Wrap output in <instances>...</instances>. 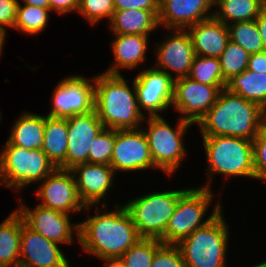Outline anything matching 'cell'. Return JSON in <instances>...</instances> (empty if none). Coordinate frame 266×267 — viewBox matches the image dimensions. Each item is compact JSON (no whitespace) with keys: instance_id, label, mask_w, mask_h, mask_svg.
<instances>
[{"instance_id":"cell-1","label":"cell","mask_w":266,"mask_h":267,"mask_svg":"<svg viewBox=\"0 0 266 267\" xmlns=\"http://www.w3.org/2000/svg\"><path fill=\"white\" fill-rule=\"evenodd\" d=\"M101 207L95 205L96 214L79 222V244L99 260L120 259L141 237L124 204H114L113 211L107 210L104 202Z\"/></svg>"},{"instance_id":"cell-2","label":"cell","mask_w":266,"mask_h":267,"mask_svg":"<svg viewBox=\"0 0 266 267\" xmlns=\"http://www.w3.org/2000/svg\"><path fill=\"white\" fill-rule=\"evenodd\" d=\"M263 119L260 105L224 88L196 126L201 137L230 136L253 141L263 129Z\"/></svg>"},{"instance_id":"cell-3","label":"cell","mask_w":266,"mask_h":267,"mask_svg":"<svg viewBox=\"0 0 266 267\" xmlns=\"http://www.w3.org/2000/svg\"><path fill=\"white\" fill-rule=\"evenodd\" d=\"M94 110L104 127L113 130L139 129L146 117L138 106L134 79L130 86L122 74L94 77Z\"/></svg>"},{"instance_id":"cell-4","label":"cell","mask_w":266,"mask_h":267,"mask_svg":"<svg viewBox=\"0 0 266 267\" xmlns=\"http://www.w3.org/2000/svg\"><path fill=\"white\" fill-rule=\"evenodd\" d=\"M209 179L203 188L211 189L213 177L223 175L255 179L252 140L230 136L202 137ZM212 181V182H211Z\"/></svg>"},{"instance_id":"cell-5","label":"cell","mask_w":266,"mask_h":267,"mask_svg":"<svg viewBox=\"0 0 266 267\" xmlns=\"http://www.w3.org/2000/svg\"><path fill=\"white\" fill-rule=\"evenodd\" d=\"M222 212L176 244L186 267H229L226 259L230 230Z\"/></svg>"},{"instance_id":"cell-6","label":"cell","mask_w":266,"mask_h":267,"mask_svg":"<svg viewBox=\"0 0 266 267\" xmlns=\"http://www.w3.org/2000/svg\"><path fill=\"white\" fill-rule=\"evenodd\" d=\"M144 122L148 124L141 128L146 134L154 166L161 172L173 175L186 158L187 149L183 140L194 124L179 118L174 128L162 115L146 116Z\"/></svg>"},{"instance_id":"cell-7","label":"cell","mask_w":266,"mask_h":267,"mask_svg":"<svg viewBox=\"0 0 266 267\" xmlns=\"http://www.w3.org/2000/svg\"><path fill=\"white\" fill-rule=\"evenodd\" d=\"M0 151V185L16 192L43 181L56 168L42 149L28 150L7 140Z\"/></svg>"},{"instance_id":"cell-8","label":"cell","mask_w":266,"mask_h":267,"mask_svg":"<svg viewBox=\"0 0 266 267\" xmlns=\"http://www.w3.org/2000/svg\"><path fill=\"white\" fill-rule=\"evenodd\" d=\"M214 197L212 189L203 187L187 188L178 198L174 213L168 221L163 236L159 240L164 244H177L196 229L210 222L223 208L218 200L214 209L205 220L204 217L209 210L208 206L213 204Z\"/></svg>"},{"instance_id":"cell-9","label":"cell","mask_w":266,"mask_h":267,"mask_svg":"<svg viewBox=\"0 0 266 267\" xmlns=\"http://www.w3.org/2000/svg\"><path fill=\"white\" fill-rule=\"evenodd\" d=\"M187 189L155 191L124 203L141 238L160 239L174 213L178 198Z\"/></svg>"},{"instance_id":"cell-10","label":"cell","mask_w":266,"mask_h":267,"mask_svg":"<svg viewBox=\"0 0 266 267\" xmlns=\"http://www.w3.org/2000/svg\"><path fill=\"white\" fill-rule=\"evenodd\" d=\"M57 84L47 116L67 118L94 110V77L69 75Z\"/></svg>"},{"instance_id":"cell-11","label":"cell","mask_w":266,"mask_h":267,"mask_svg":"<svg viewBox=\"0 0 266 267\" xmlns=\"http://www.w3.org/2000/svg\"><path fill=\"white\" fill-rule=\"evenodd\" d=\"M35 191L38 205L67 214H78L94 206H85L80 200L74 174L71 170L55 169L48 175Z\"/></svg>"},{"instance_id":"cell-12","label":"cell","mask_w":266,"mask_h":267,"mask_svg":"<svg viewBox=\"0 0 266 267\" xmlns=\"http://www.w3.org/2000/svg\"><path fill=\"white\" fill-rule=\"evenodd\" d=\"M225 86L202 84L188 76L175 79L171 106L180 113L179 118L196 125Z\"/></svg>"},{"instance_id":"cell-13","label":"cell","mask_w":266,"mask_h":267,"mask_svg":"<svg viewBox=\"0 0 266 267\" xmlns=\"http://www.w3.org/2000/svg\"><path fill=\"white\" fill-rule=\"evenodd\" d=\"M17 204L19 206L16 211L22 216L24 223L33 231L61 245L73 244L75 238L79 242L80 224L79 222L71 223L69 214L48 209L38 204L34 208H30L21 199Z\"/></svg>"},{"instance_id":"cell-14","label":"cell","mask_w":266,"mask_h":267,"mask_svg":"<svg viewBox=\"0 0 266 267\" xmlns=\"http://www.w3.org/2000/svg\"><path fill=\"white\" fill-rule=\"evenodd\" d=\"M110 166L115 172H141L156 168L142 128L115 130V144Z\"/></svg>"},{"instance_id":"cell-15","label":"cell","mask_w":266,"mask_h":267,"mask_svg":"<svg viewBox=\"0 0 266 267\" xmlns=\"http://www.w3.org/2000/svg\"><path fill=\"white\" fill-rule=\"evenodd\" d=\"M140 111L149 116H161L173 102L174 79L155 67L142 70L134 77ZM144 110V111H143Z\"/></svg>"},{"instance_id":"cell-16","label":"cell","mask_w":266,"mask_h":267,"mask_svg":"<svg viewBox=\"0 0 266 267\" xmlns=\"http://www.w3.org/2000/svg\"><path fill=\"white\" fill-rule=\"evenodd\" d=\"M168 31H172V34L163 35L166 37L163 42L155 43V58L157 59L154 67L167 73L175 80L190 74L191 65L196 55L191 37L186 30L172 29ZM174 72L175 75H173Z\"/></svg>"},{"instance_id":"cell-17","label":"cell","mask_w":266,"mask_h":267,"mask_svg":"<svg viewBox=\"0 0 266 267\" xmlns=\"http://www.w3.org/2000/svg\"><path fill=\"white\" fill-rule=\"evenodd\" d=\"M68 144L66 154V170L76 165L89 163V150L93 139L105 128L93 110L87 114L67 117Z\"/></svg>"},{"instance_id":"cell-18","label":"cell","mask_w":266,"mask_h":267,"mask_svg":"<svg viewBox=\"0 0 266 267\" xmlns=\"http://www.w3.org/2000/svg\"><path fill=\"white\" fill-rule=\"evenodd\" d=\"M59 245L30 229L22 218L19 263L30 267H71Z\"/></svg>"},{"instance_id":"cell-19","label":"cell","mask_w":266,"mask_h":267,"mask_svg":"<svg viewBox=\"0 0 266 267\" xmlns=\"http://www.w3.org/2000/svg\"><path fill=\"white\" fill-rule=\"evenodd\" d=\"M71 171L80 200L85 206H100L101 201H106L116 174L110 165L86 162L76 165Z\"/></svg>"},{"instance_id":"cell-20","label":"cell","mask_w":266,"mask_h":267,"mask_svg":"<svg viewBox=\"0 0 266 267\" xmlns=\"http://www.w3.org/2000/svg\"><path fill=\"white\" fill-rule=\"evenodd\" d=\"M214 0H159L158 23L164 30H186L213 17Z\"/></svg>"},{"instance_id":"cell-21","label":"cell","mask_w":266,"mask_h":267,"mask_svg":"<svg viewBox=\"0 0 266 267\" xmlns=\"http://www.w3.org/2000/svg\"><path fill=\"white\" fill-rule=\"evenodd\" d=\"M186 31L198 56L219 58L230 41L227 25L214 16L189 26Z\"/></svg>"},{"instance_id":"cell-22","label":"cell","mask_w":266,"mask_h":267,"mask_svg":"<svg viewBox=\"0 0 266 267\" xmlns=\"http://www.w3.org/2000/svg\"><path fill=\"white\" fill-rule=\"evenodd\" d=\"M111 43L114 62L104 71L110 75H121L122 69L133 70L146 62V53L149 45L148 35L113 34Z\"/></svg>"},{"instance_id":"cell-23","label":"cell","mask_w":266,"mask_h":267,"mask_svg":"<svg viewBox=\"0 0 266 267\" xmlns=\"http://www.w3.org/2000/svg\"><path fill=\"white\" fill-rule=\"evenodd\" d=\"M158 12L144 9L115 10L108 27L113 34L150 36L160 27Z\"/></svg>"},{"instance_id":"cell-24","label":"cell","mask_w":266,"mask_h":267,"mask_svg":"<svg viewBox=\"0 0 266 267\" xmlns=\"http://www.w3.org/2000/svg\"><path fill=\"white\" fill-rule=\"evenodd\" d=\"M7 141L28 150L42 149L44 142L45 115L24 111L11 126Z\"/></svg>"},{"instance_id":"cell-25","label":"cell","mask_w":266,"mask_h":267,"mask_svg":"<svg viewBox=\"0 0 266 267\" xmlns=\"http://www.w3.org/2000/svg\"><path fill=\"white\" fill-rule=\"evenodd\" d=\"M68 144L67 118L45 115L44 142L42 151L55 168L66 169Z\"/></svg>"},{"instance_id":"cell-26","label":"cell","mask_w":266,"mask_h":267,"mask_svg":"<svg viewBox=\"0 0 266 267\" xmlns=\"http://www.w3.org/2000/svg\"><path fill=\"white\" fill-rule=\"evenodd\" d=\"M22 216L15 210L0 223V267L20 262Z\"/></svg>"},{"instance_id":"cell-27","label":"cell","mask_w":266,"mask_h":267,"mask_svg":"<svg viewBox=\"0 0 266 267\" xmlns=\"http://www.w3.org/2000/svg\"><path fill=\"white\" fill-rule=\"evenodd\" d=\"M214 17L225 25L253 21L266 8V0H214Z\"/></svg>"},{"instance_id":"cell-28","label":"cell","mask_w":266,"mask_h":267,"mask_svg":"<svg viewBox=\"0 0 266 267\" xmlns=\"http://www.w3.org/2000/svg\"><path fill=\"white\" fill-rule=\"evenodd\" d=\"M225 89L266 108V73L246 69L228 80Z\"/></svg>"},{"instance_id":"cell-29","label":"cell","mask_w":266,"mask_h":267,"mask_svg":"<svg viewBox=\"0 0 266 267\" xmlns=\"http://www.w3.org/2000/svg\"><path fill=\"white\" fill-rule=\"evenodd\" d=\"M19 2L17 8V18L13 29L23 32L27 35H39L45 27L50 18V8H41L37 6H30Z\"/></svg>"},{"instance_id":"cell-30","label":"cell","mask_w":266,"mask_h":267,"mask_svg":"<svg viewBox=\"0 0 266 267\" xmlns=\"http://www.w3.org/2000/svg\"><path fill=\"white\" fill-rule=\"evenodd\" d=\"M230 40L242 46L248 53L263 51V41L255 20L235 22L227 26Z\"/></svg>"},{"instance_id":"cell-31","label":"cell","mask_w":266,"mask_h":267,"mask_svg":"<svg viewBox=\"0 0 266 267\" xmlns=\"http://www.w3.org/2000/svg\"><path fill=\"white\" fill-rule=\"evenodd\" d=\"M162 244L156 238H140L120 260L125 267H151L154 254Z\"/></svg>"},{"instance_id":"cell-32","label":"cell","mask_w":266,"mask_h":267,"mask_svg":"<svg viewBox=\"0 0 266 267\" xmlns=\"http://www.w3.org/2000/svg\"><path fill=\"white\" fill-rule=\"evenodd\" d=\"M188 77L202 84L226 85L219 58L196 55Z\"/></svg>"},{"instance_id":"cell-33","label":"cell","mask_w":266,"mask_h":267,"mask_svg":"<svg viewBox=\"0 0 266 267\" xmlns=\"http://www.w3.org/2000/svg\"><path fill=\"white\" fill-rule=\"evenodd\" d=\"M250 53H248L242 46L228 42L225 50L219 57L221 71L224 82L226 83L233 76L242 73L248 67Z\"/></svg>"},{"instance_id":"cell-34","label":"cell","mask_w":266,"mask_h":267,"mask_svg":"<svg viewBox=\"0 0 266 267\" xmlns=\"http://www.w3.org/2000/svg\"><path fill=\"white\" fill-rule=\"evenodd\" d=\"M115 144V130L104 128L93 139L89 150V163L110 165Z\"/></svg>"},{"instance_id":"cell-35","label":"cell","mask_w":266,"mask_h":267,"mask_svg":"<svg viewBox=\"0 0 266 267\" xmlns=\"http://www.w3.org/2000/svg\"><path fill=\"white\" fill-rule=\"evenodd\" d=\"M114 11L113 0H79L77 10L91 25H98L105 18L109 23Z\"/></svg>"},{"instance_id":"cell-36","label":"cell","mask_w":266,"mask_h":267,"mask_svg":"<svg viewBox=\"0 0 266 267\" xmlns=\"http://www.w3.org/2000/svg\"><path fill=\"white\" fill-rule=\"evenodd\" d=\"M151 267H186L176 244H162L154 254Z\"/></svg>"},{"instance_id":"cell-37","label":"cell","mask_w":266,"mask_h":267,"mask_svg":"<svg viewBox=\"0 0 266 267\" xmlns=\"http://www.w3.org/2000/svg\"><path fill=\"white\" fill-rule=\"evenodd\" d=\"M252 144L255 179L266 181V132L263 129Z\"/></svg>"},{"instance_id":"cell-38","label":"cell","mask_w":266,"mask_h":267,"mask_svg":"<svg viewBox=\"0 0 266 267\" xmlns=\"http://www.w3.org/2000/svg\"><path fill=\"white\" fill-rule=\"evenodd\" d=\"M18 0H0V27L14 28L17 18Z\"/></svg>"},{"instance_id":"cell-39","label":"cell","mask_w":266,"mask_h":267,"mask_svg":"<svg viewBox=\"0 0 266 267\" xmlns=\"http://www.w3.org/2000/svg\"><path fill=\"white\" fill-rule=\"evenodd\" d=\"M115 10L144 9L159 11V0H113Z\"/></svg>"},{"instance_id":"cell-40","label":"cell","mask_w":266,"mask_h":267,"mask_svg":"<svg viewBox=\"0 0 266 267\" xmlns=\"http://www.w3.org/2000/svg\"><path fill=\"white\" fill-rule=\"evenodd\" d=\"M50 10L65 15L70 12H77L79 7V0H49Z\"/></svg>"},{"instance_id":"cell-41","label":"cell","mask_w":266,"mask_h":267,"mask_svg":"<svg viewBox=\"0 0 266 267\" xmlns=\"http://www.w3.org/2000/svg\"><path fill=\"white\" fill-rule=\"evenodd\" d=\"M247 69L257 73H266V51L250 54Z\"/></svg>"},{"instance_id":"cell-42","label":"cell","mask_w":266,"mask_h":267,"mask_svg":"<svg viewBox=\"0 0 266 267\" xmlns=\"http://www.w3.org/2000/svg\"><path fill=\"white\" fill-rule=\"evenodd\" d=\"M263 41V51H266V8L255 19Z\"/></svg>"},{"instance_id":"cell-43","label":"cell","mask_w":266,"mask_h":267,"mask_svg":"<svg viewBox=\"0 0 266 267\" xmlns=\"http://www.w3.org/2000/svg\"><path fill=\"white\" fill-rule=\"evenodd\" d=\"M23 4L37 6L41 8H50L49 0H22Z\"/></svg>"},{"instance_id":"cell-44","label":"cell","mask_w":266,"mask_h":267,"mask_svg":"<svg viewBox=\"0 0 266 267\" xmlns=\"http://www.w3.org/2000/svg\"><path fill=\"white\" fill-rule=\"evenodd\" d=\"M7 31L4 28L0 27V56L3 54V49L7 37Z\"/></svg>"},{"instance_id":"cell-45","label":"cell","mask_w":266,"mask_h":267,"mask_svg":"<svg viewBox=\"0 0 266 267\" xmlns=\"http://www.w3.org/2000/svg\"><path fill=\"white\" fill-rule=\"evenodd\" d=\"M105 262V266L104 267H125V265L122 263V261L120 259H116V260H105L103 261Z\"/></svg>"},{"instance_id":"cell-46","label":"cell","mask_w":266,"mask_h":267,"mask_svg":"<svg viewBox=\"0 0 266 267\" xmlns=\"http://www.w3.org/2000/svg\"><path fill=\"white\" fill-rule=\"evenodd\" d=\"M263 130L266 132V108L264 109Z\"/></svg>"},{"instance_id":"cell-47","label":"cell","mask_w":266,"mask_h":267,"mask_svg":"<svg viewBox=\"0 0 266 267\" xmlns=\"http://www.w3.org/2000/svg\"><path fill=\"white\" fill-rule=\"evenodd\" d=\"M252 267H266V261L264 260L263 262L253 265Z\"/></svg>"},{"instance_id":"cell-48","label":"cell","mask_w":266,"mask_h":267,"mask_svg":"<svg viewBox=\"0 0 266 267\" xmlns=\"http://www.w3.org/2000/svg\"><path fill=\"white\" fill-rule=\"evenodd\" d=\"M15 267H30V266H26V265H23L21 263H18Z\"/></svg>"},{"instance_id":"cell-49","label":"cell","mask_w":266,"mask_h":267,"mask_svg":"<svg viewBox=\"0 0 266 267\" xmlns=\"http://www.w3.org/2000/svg\"><path fill=\"white\" fill-rule=\"evenodd\" d=\"M1 114H2V112L0 111V122H1V120H2V115H1Z\"/></svg>"}]
</instances>
